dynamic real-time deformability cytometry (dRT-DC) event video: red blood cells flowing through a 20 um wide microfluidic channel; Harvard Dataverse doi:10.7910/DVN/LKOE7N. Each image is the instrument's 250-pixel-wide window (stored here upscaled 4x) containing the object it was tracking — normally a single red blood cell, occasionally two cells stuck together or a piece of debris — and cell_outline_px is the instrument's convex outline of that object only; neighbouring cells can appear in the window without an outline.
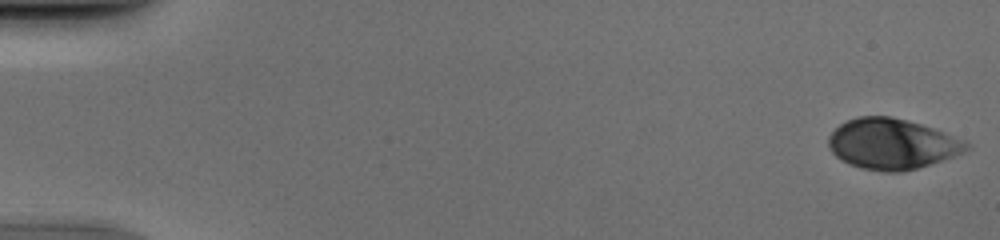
{"species": "human", "species_latin": "Homo sapiens", "temperature_condition": "cold", "stored_images_in_passage": 51, "camera_frame_rate_fps": 3000, "um_per_image_px": 0.085, "donor": {"sex": "male"}, "frame": {"image": 1, "passage_image": 1, "time_ms": 0.0, "image_size_px": [1000, 240], "cell_outline_px": [[972, 148], [964, 152], [916, 168], [900, 172], [884, 172], [864, 168], [848, 164], [840, 160], [828, 148], [828, 136], [840, 124], [856, 116], [888, 116], [920, 124], [932, 128], [968, 144]], "centroid_in_image_um": [75.73, 12.24], "position_along_channel_um": 9.3, "area_um2": 39.94}}
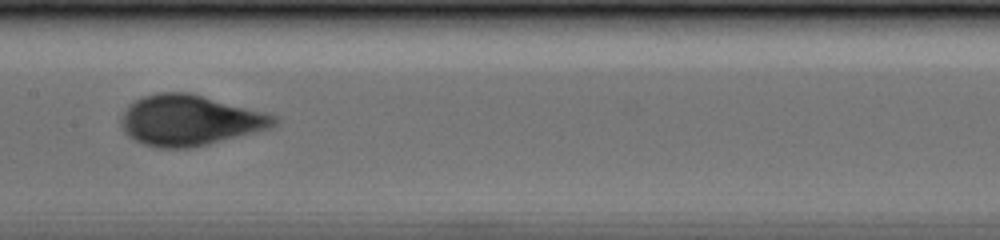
{"frame": {"image": 2, "passage_image": 27, "time_ms": 8.667, "image_size_px": [1000, 240], "cell_outline_px": [[280, 120], [272, 128], [208, 144], [188, 148], [156, 148], [144, 144], [128, 136], [124, 132], [120, 124], [120, 116], [128, 104], [140, 96], [156, 92], [188, 92], [264, 112], [276, 116]], "centroid_in_image_um": [16.08, 10.22], "position_along_channel_um": 191.3, "area_um2": 45.32}}
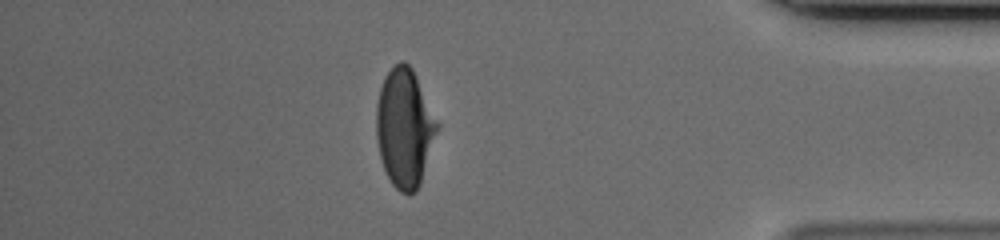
{"frame": {"image": 3, "passage_image": 45, "time_ms": 14.667, "image_size_px": [1000, 240], "cell_outline_px": [[440, 124], [420, 184], [416, 192], [408, 196], [400, 192], [392, 184], [384, 168], [380, 156], [376, 136], [376, 104], [380, 88], [388, 72], [400, 60], [404, 60], [412, 68]], "centroid_in_image_um": [34.39, 10.89], "position_along_channel_um": 400.8, "area_um2": 42.08}}